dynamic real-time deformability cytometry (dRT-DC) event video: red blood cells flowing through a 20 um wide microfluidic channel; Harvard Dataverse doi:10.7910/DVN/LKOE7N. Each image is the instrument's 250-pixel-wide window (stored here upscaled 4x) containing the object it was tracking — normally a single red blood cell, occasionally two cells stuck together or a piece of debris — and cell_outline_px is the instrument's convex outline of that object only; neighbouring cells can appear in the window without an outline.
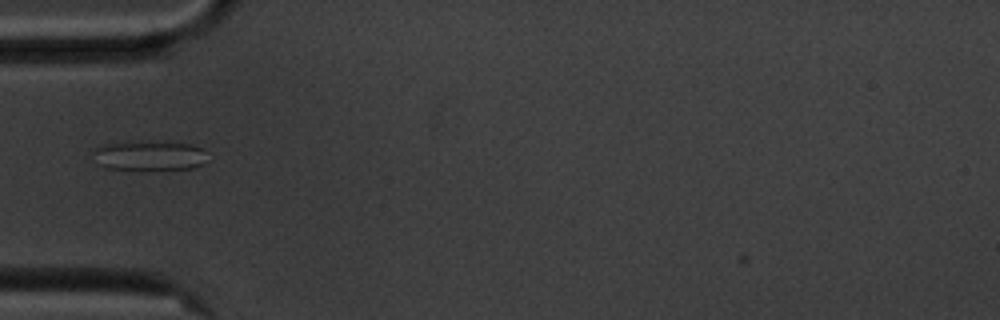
{"species": "common noctule bat (a hibernating species)", "species_latin": "Nyctalus noctula", "temperature_condition": "cold", "stored_images_in_passage": 41, "camera_frame_rate_fps": 3000, "um_per_image_px": 0.085, "animal": {"sex": "male", "body_mass_g": 20.1, "forearm_length_mm": 53.5}, "frame": {"image": 1, "passage_image": 3, "time_ms": 0.667, "image_size_px": [1000, 320], "cell_outline_px": [[204, 164], [192, 168], [140, 172], [104, 168], [96, 164], [92, 148], [104, 144], [192, 144], [200, 148]], "centroid_in_image_um": [12.57, 13.33], "position_along_channel_um": 72.4, "area_um2": 19.42}}
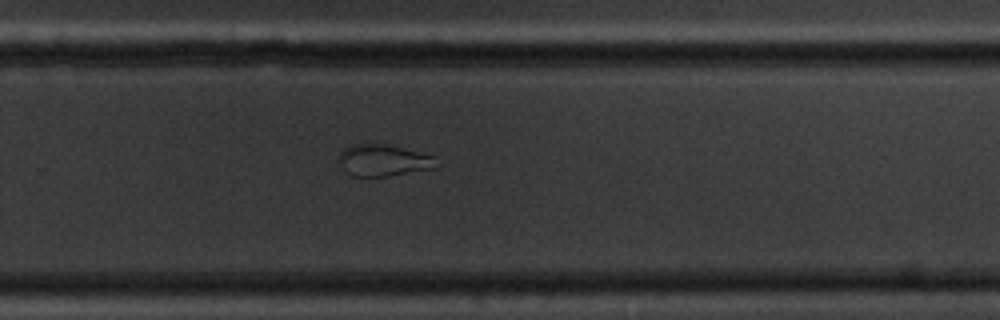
{"frame": {"image": 2, "passage_image": 22, "time_ms": 7.0, "image_size_px": [1000, 320], "cell_outline_px": [[436, 156], [432, 168], [388, 176], [352, 176], [344, 172], [336, 160], [340, 152], [344, 148], [352, 144], [384, 144]], "centroid_in_image_um": [32.47, 13.63], "position_along_channel_um": 297.3, "area_um2": 17.86}}
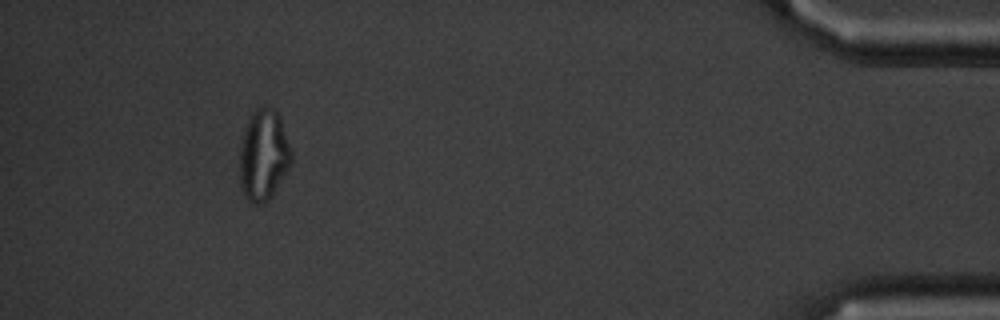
{"frame": {"image": 3, "passage_image": 37, "time_ms": 12.0, "image_size_px": [1000, 320], "cell_outline_px": [[292, 164], [268, 200], [264, 204], [252, 204], [244, 196], [240, 188], [240, 144], [244, 128], [252, 112], [256, 108], [272, 108], [280, 116], [292, 152]], "centroid_in_image_um": [22.39, 13.21], "position_along_channel_um": 412.8, "area_um2": 27.57}, "authors_computed_cell_mechanics": {"area_um2": 19.363, "velocity_mm_per_s": 3.5477, "shape_relaxation_time_tau1_ms": null, "shape_relaxation_time_tau2_ms": 2.6437, "deformation_change_tau1": null, "deformation_change_tau2": 0.0743}}